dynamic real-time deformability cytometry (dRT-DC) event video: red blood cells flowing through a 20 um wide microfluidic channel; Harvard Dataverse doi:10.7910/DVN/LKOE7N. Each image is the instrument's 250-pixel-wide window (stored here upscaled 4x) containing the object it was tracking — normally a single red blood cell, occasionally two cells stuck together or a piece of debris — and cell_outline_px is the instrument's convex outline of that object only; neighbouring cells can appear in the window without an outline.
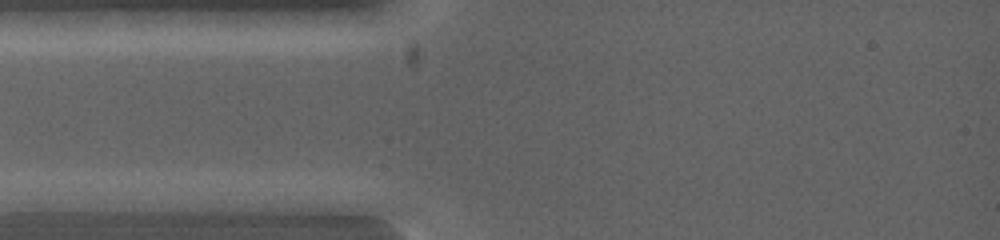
{"species": "common noctule bat (a hibernating species)", "species_latin": "Nyctalus noctula", "temperature_condition": "warm", "stored_images_in_passage": 2, "camera_frame_rate_fps": 5000, "um_per_image_px": 0.085, "animal": {"sex": "female", "body_mass_g": 19.0, "forearm_length_mm": 53.3}, "frame": {"image": 1, "passage_image": 1, "time_ms": 0.0, "image_size_px": [1000, 240], "cell_outline_px": [[124, 200], [92, 212], [16, 212], [12, 200], [28, 192], [80, 192]], "centroid_in_image_um": [5.24, 17.19], "position_along_channel_um": 79.8, "area_um2": 12.89}}